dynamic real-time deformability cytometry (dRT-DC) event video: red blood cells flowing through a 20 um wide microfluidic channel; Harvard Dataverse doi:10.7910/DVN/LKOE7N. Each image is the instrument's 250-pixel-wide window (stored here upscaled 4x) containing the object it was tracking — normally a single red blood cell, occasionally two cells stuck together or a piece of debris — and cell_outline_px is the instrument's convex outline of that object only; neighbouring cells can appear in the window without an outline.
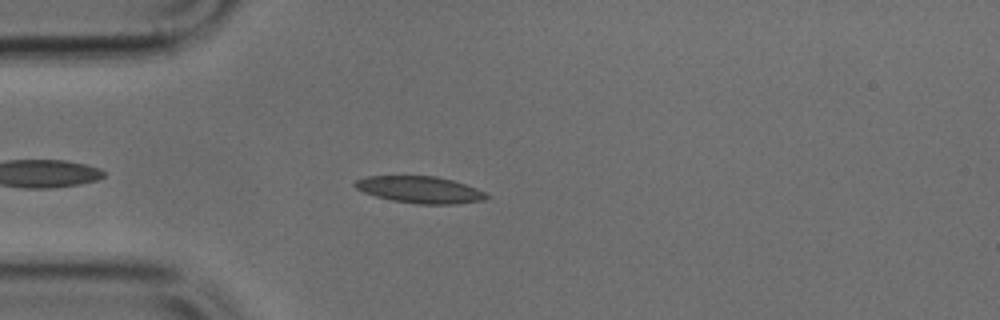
{"species": "common noctule bat (a hibernating species)", "species_latin": "Nyctalus noctula", "temperature_condition": "cold", "stored_images_in_passage": 39, "camera_frame_rate_fps": 3000, "um_per_image_px": 0.085, "animal": {"sex": "male", "body_mass_g": 17.9, "forearm_length_mm": 54.2}, "frame": {"image": 1, "passage_image": 6, "time_ms": 1.667, "image_size_px": [1000, 320], "cell_outline_px": [[492, 196], [484, 200], [456, 204], [416, 204], [392, 200], [376, 196], [364, 192], [356, 188], [352, 184], [356, 180], [364, 176], [436, 176], [452, 180], [476, 188]], "centroid_in_image_um": [35.7, 16.12], "position_along_channel_um": 49.3, "area_um2": 20.58}}
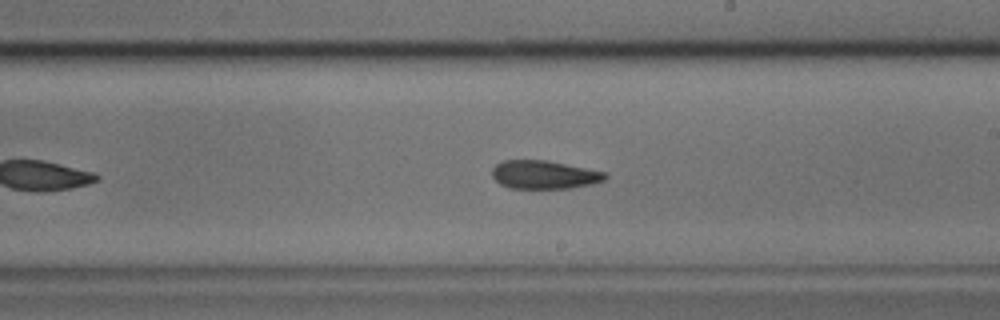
{"frame": {"image": 2, "passage_image": 21, "time_ms": 6.667, "image_size_px": [1000, 320], "cell_outline_px": [[608, 176], [604, 180], [592, 184], [572, 188], [508, 188], [500, 184], [492, 176], [492, 168], [496, 164], [504, 160], [544, 160], [608, 172]], "centroid_in_image_um": [46.26, 14.85], "position_along_channel_um": 242.7, "area_um2": 18.73}}
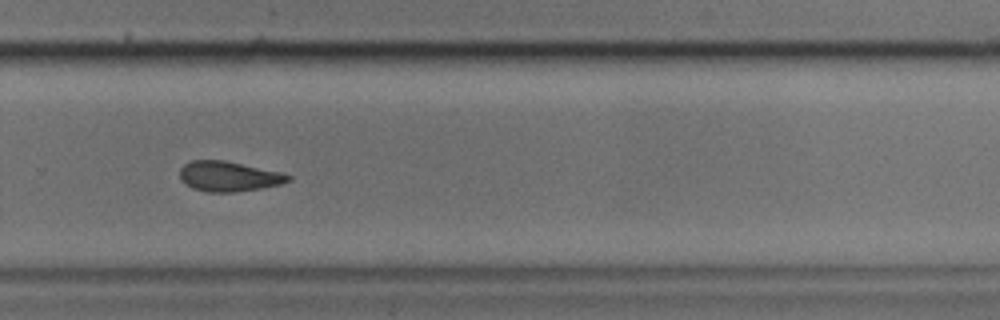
{"frame": {"image": 3, "passage_image": 26, "time_ms": 8.333, "image_size_px": [1000, 320], "cell_outline_px": [[292, 180], [280, 184], [260, 188], [236, 192], [208, 192], [192, 188], [184, 184], [180, 180], [180, 168], [184, 164], [192, 160], [224, 160], [280, 172], [292, 176]], "centroid_in_image_um": [19.41, 14.99], "position_along_channel_um": 310.4, "area_um2": 19.02}}